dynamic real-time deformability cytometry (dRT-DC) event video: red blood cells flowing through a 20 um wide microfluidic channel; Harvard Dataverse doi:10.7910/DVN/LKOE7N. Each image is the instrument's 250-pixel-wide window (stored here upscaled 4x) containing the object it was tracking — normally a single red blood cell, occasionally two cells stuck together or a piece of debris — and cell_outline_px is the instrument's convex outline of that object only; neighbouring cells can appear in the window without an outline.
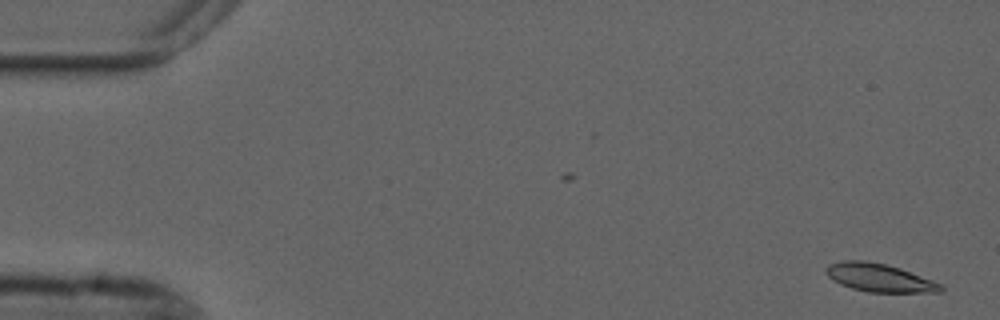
{"species": "common noctule bat (a hibernating species)", "species_latin": "Nyctalus noctula", "temperature_condition": "cold", "stored_images_in_passage": 54, "camera_frame_rate_fps": 3000, "um_per_image_px": 0.085, "animal": {"sex": "male", "forearm_length_mm": 52.5}, "frame": {"image": 1, "passage_image": 1, "time_ms": 0.0, "image_size_px": [1000, 320], "cell_outline_px": [[944, 288], [940, 292], [868, 292], [852, 288], [840, 284], [832, 280], [824, 272], [824, 268], [828, 264], [844, 260], [864, 260], [884, 264], [900, 268], [932, 280], [940, 284]], "centroid_in_image_um": [74.69, 23.6], "position_along_channel_um": 10.3, "area_um2": 18.79}}
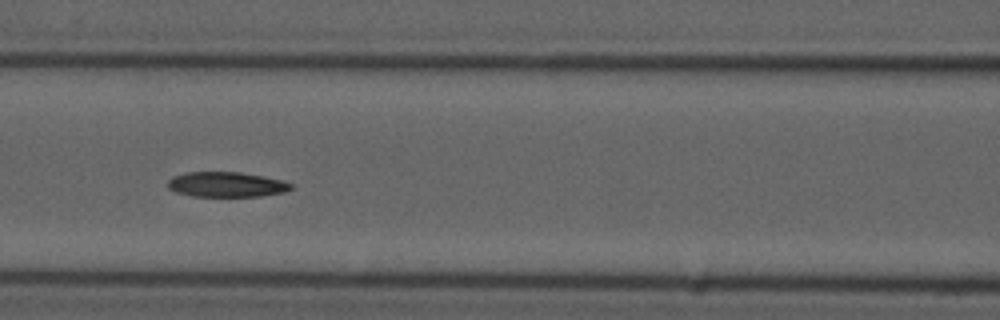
{"frame": {"image": 2, "passage_image": 23, "time_ms": 7.333, "image_size_px": [1000, 320], "cell_outline_px": [[292, 188], [284, 192], [260, 196], [192, 196], [176, 192], [168, 188], [168, 180], [172, 176], [188, 172], [240, 172], [280, 180], [292, 184]], "centroid_in_image_um": [19.2, 15.68], "position_along_channel_um": 147.4, "area_um2": 17.8}}
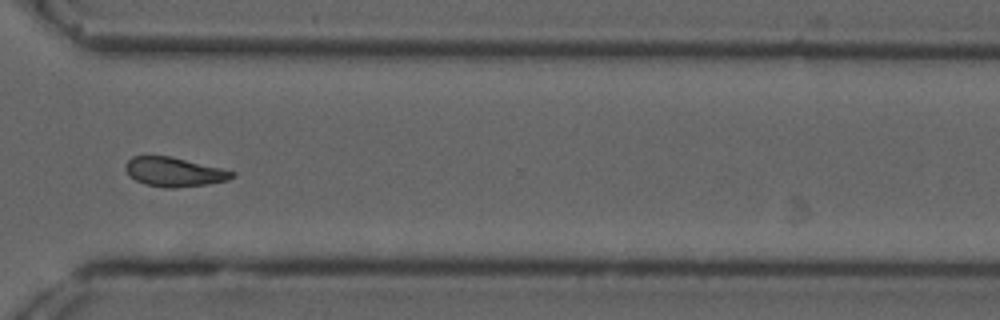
{"frame": {"image": 3, "passage_image": 40, "time_ms": 13.0, "image_size_px": [1000, 320], "cell_outline_px": [[236, 176], [228, 180], [204, 184], [176, 188], [164, 188], [144, 184], [136, 180], [124, 168], [124, 164], [132, 156], [168, 156], [220, 168], [236, 172]], "centroid_in_image_um": [14.79, 14.62], "position_along_channel_um": 355.8, "area_um2": 17.92}}